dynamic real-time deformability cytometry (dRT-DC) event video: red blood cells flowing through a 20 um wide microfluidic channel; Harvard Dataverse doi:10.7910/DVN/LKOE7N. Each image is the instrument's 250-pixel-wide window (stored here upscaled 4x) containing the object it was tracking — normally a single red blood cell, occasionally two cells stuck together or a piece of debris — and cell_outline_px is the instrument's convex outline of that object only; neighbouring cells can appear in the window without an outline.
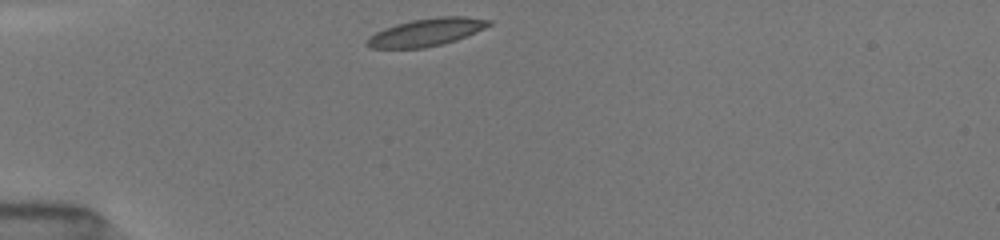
{"species": "common noctule bat (a hibernating species)", "species_latin": "Nyctalus noctula", "temperature_condition": "room temperature", "stored_images_in_passage": 38, "camera_frame_rate_fps": 3000, "um_per_image_px": 0.085, "animal": {"sex": "female", "body_mass_g": 19.5, "forearm_length_mm": 54.1}, "frame": {"image": 1, "passage_image": 1, "time_ms": 0.0, "image_size_px": [1000, 240], "cell_outline_px": [[492, 24], [484, 28], [456, 40], [444, 44], [424, 48], [368, 48], [364, 44], [364, 40], [368, 36], [384, 28], [396, 24], [412, 20], [436, 16], [464, 16], [492, 20]], "centroid_in_image_um": [36.19, 2.74], "position_along_channel_um": 48.8, "area_um2": 19.83}}
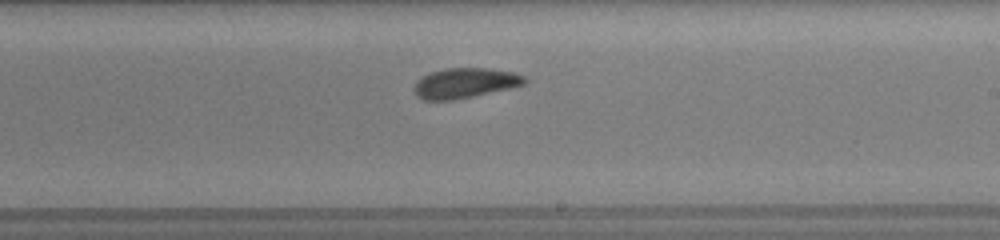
{"frame": {"image": 2, "passage_image": 18, "time_ms": 5.667, "image_size_px": [1000, 240], "cell_outline_px": [[528, 80], [524, 84], [512, 88], [452, 100], [424, 100], [416, 96], [412, 88], [416, 80], [432, 72], [444, 68], [488, 68], [512, 72], [524, 76]], "centroid_in_image_um": [39.5, 7.06], "position_along_channel_um": 249.5, "area_um2": 19.42}}
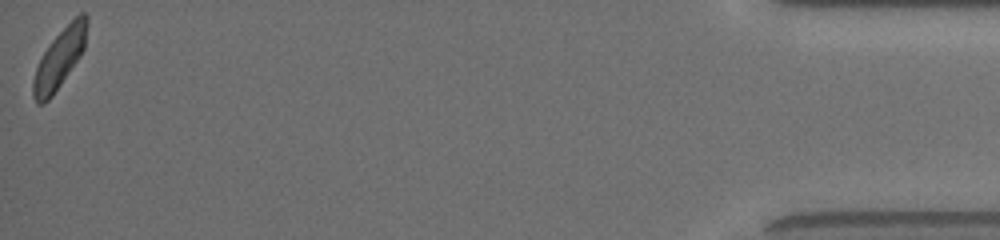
{"frame": {"image": 3, "passage_image": 38, "time_ms": 12.333, "image_size_px": [1000, 240], "cell_outline_px": [[88, 24], [84, 48], [80, 56], [52, 96], [44, 104], [36, 104], [32, 96], [32, 80], [36, 68], [44, 52], [52, 40], [80, 12], [84, 12], [88, 16]], "centroid_in_image_um": [5.05, 5.0], "position_along_channel_um": 430.1, "area_um2": 18.32}, "authors_computed_cell_mechanics": {"area_um2": 19.5075, "velocity_mm_per_s": 3.9746, "shape_relaxation_time_tau1_ms": 3.651, "shape_relaxation_time_tau2_ms": 2.5229, "deformation_change_tau1": 0.1292, "deformation_change_tau2": 0.0865}}